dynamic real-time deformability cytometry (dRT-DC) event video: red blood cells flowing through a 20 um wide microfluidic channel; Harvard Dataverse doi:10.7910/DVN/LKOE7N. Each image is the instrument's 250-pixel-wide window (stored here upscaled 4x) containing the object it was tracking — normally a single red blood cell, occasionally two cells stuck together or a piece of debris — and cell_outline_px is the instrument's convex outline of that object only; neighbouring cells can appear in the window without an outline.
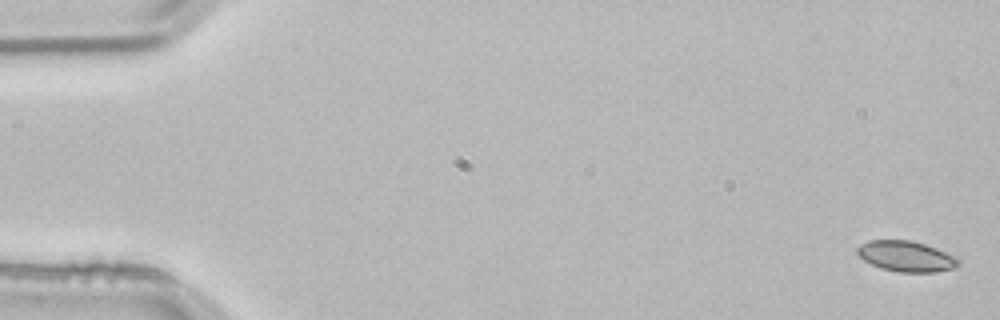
{"species": "common noctule bat (a hibernating species)", "species_latin": "Nyctalus noctula", "temperature_condition": "room temperature", "stored_images_in_passage": 4, "camera_frame_rate_fps": 3000, "um_per_image_px": 0.085, "animal": {"sex": "male", "body_mass_g": 21.5, "forearm_length_mm": 52.0}, "frame": {"image": 1, "passage_image": 1, "time_ms": 0.0, "image_size_px": [1000, 320], "cell_outline_px": [[960, 260], [952, 268], [936, 272], [900, 272], [880, 268], [864, 260], [856, 252], [856, 248], [860, 244], [868, 240], [912, 240], [936, 248], [956, 256]], "centroid_in_image_um": [76.99, 21.77], "position_along_channel_um": 8.0, "area_um2": 17.98}}
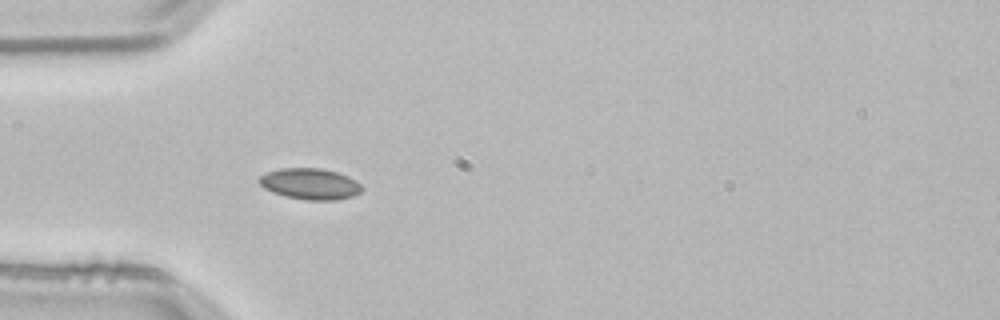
{"frame": {"image": 2, "passage_image": 4, "time_ms": 1.0, "image_size_px": [1000, 320], "cell_outline_px": [[364, 188], [360, 192], [352, 196], [336, 200], [304, 200], [284, 196], [272, 192], [264, 188], [256, 180], [260, 176], [268, 172], [280, 168], [320, 168], [336, 172], [348, 176], [356, 180]], "centroid_in_image_um": [26.35, 15.63], "position_along_channel_um": 58.7, "area_um2": 18.73}}